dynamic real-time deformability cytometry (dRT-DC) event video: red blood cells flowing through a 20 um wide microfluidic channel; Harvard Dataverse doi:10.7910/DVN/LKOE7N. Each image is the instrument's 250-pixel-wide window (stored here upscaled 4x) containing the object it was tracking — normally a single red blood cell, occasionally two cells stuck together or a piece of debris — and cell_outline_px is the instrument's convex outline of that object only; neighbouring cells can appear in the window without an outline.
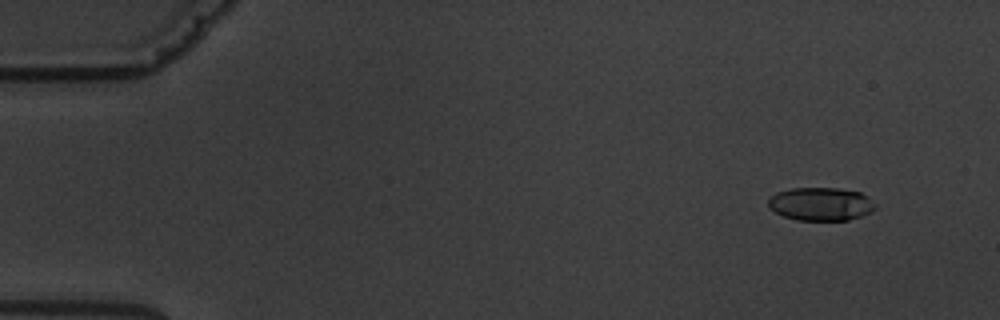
{"species": "common noctule bat (a hibernating species)", "species_latin": "Nyctalus noctula", "temperature_condition": "warm", "stored_images_in_passage": 9, "camera_frame_rate_fps": 3000, "um_per_image_px": 0.085, "animal": {"sex": "male", "body_mass_g": 19.5, "forearm_length_mm": 54.6}, "frame": {"image": 1, "passage_image": 2, "time_ms": 1.0, "image_size_px": [1000, 320], "cell_outline_px": [[876, 208], [872, 212], [848, 220], [796, 220], [784, 216], [776, 212], [768, 204], [768, 196], [776, 192], [792, 188], [836, 188], [860, 192], [868, 196], [876, 204]], "centroid_in_image_um": [69.78, 17.33], "position_along_channel_um": 15.2, "area_um2": 20.81}}
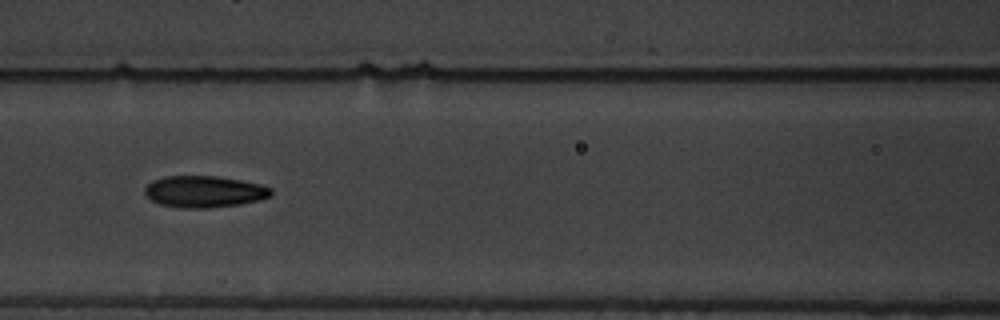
{"frame": {"image": 2, "passage_image": 8, "time_ms": 8.0, "image_size_px": [1000, 320], "cell_outline_px": [[272, 196], [260, 200], [240, 204], [208, 208], [180, 208], [160, 204], [152, 200], [144, 192], [144, 188], [152, 180], [164, 176], [216, 176], [240, 180], [260, 184], [272, 188]], "centroid_in_image_um": [17.37, 16.29], "position_along_channel_um": 149.2, "area_um2": 23.35}}
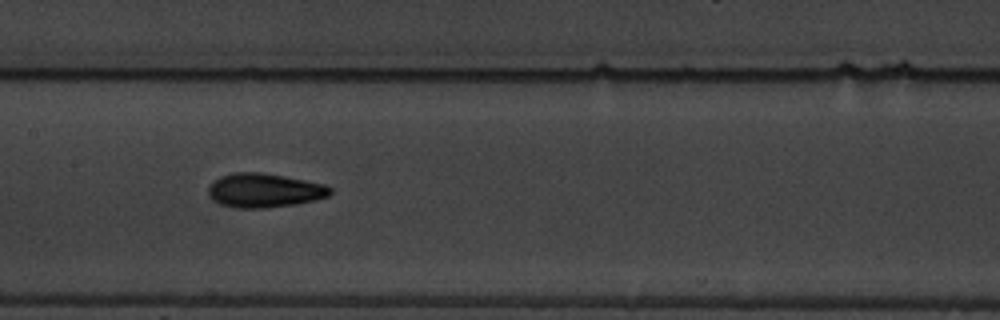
{"frame": {"image": 3, "passage_image": 9, "time_ms": 9.0, "image_size_px": [1000, 320], "cell_outline_px": [[332, 192], [328, 196], [316, 200], [268, 208], [236, 208], [220, 204], [212, 200], [208, 192], [208, 188], [220, 176], [236, 172], [260, 172], [284, 176], [324, 184], [332, 188]], "centroid_in_image_um": [22.47, 16.19], "position_along_channel_um": 184.9, "area_um2": 24.1}}